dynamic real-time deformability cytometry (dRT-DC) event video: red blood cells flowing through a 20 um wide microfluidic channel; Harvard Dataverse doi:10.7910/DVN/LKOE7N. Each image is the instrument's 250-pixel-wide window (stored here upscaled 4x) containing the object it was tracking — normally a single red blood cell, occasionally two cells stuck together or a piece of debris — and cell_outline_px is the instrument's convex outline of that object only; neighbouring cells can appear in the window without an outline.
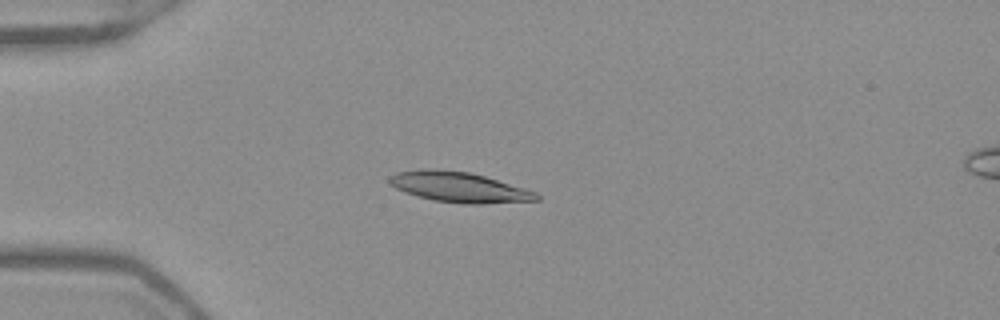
{"species": "Egyptian fruit bat (a non-hibernating species)", "species_latin": "Rousettus aegyptiacus", "temperature_condition": "warm", "stored_images_in_passage": 39, "camera_frame_rate_fps": 3000, "um_per_image_px": 0.085, "frame": {"image": 1, "passage_image": 1, "time_ms": 0.0, "image_size_px": [1000, 320], "cell_outline_px": [[540, 200], [480, 204], [464, 204], [436, 200], [404, 192], [388, 184], [388, 176], [396, 172], [420, 168], [432, 168], [468, 172], [484, 176], [524, 188], [536, 192], [540, 196]], "centroid_in_image_um": [38.98, 15.89], "position_along_channel_um": 46.0, "area_um2": 25.95}}
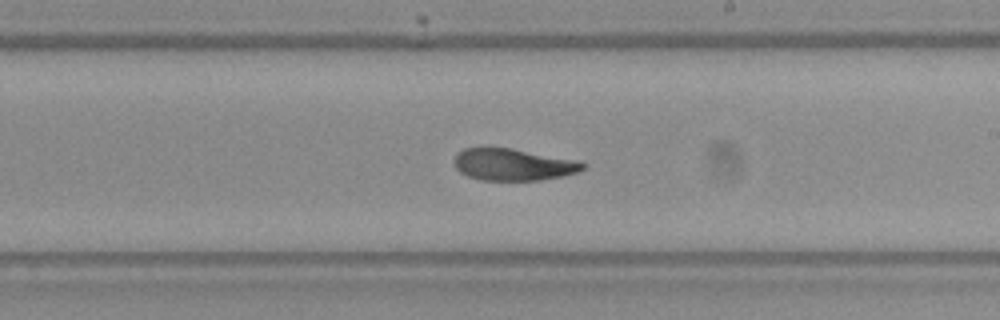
{"frame": {"image": 2, "passage_image": 18, "time_ms": 5.667, "image_size_px": [1000, 320], "cell_outline_px": [[588, 164], [584, 168], [576, 172], [564, 176], [540, 180], [480, 180], [468, 176], [460, 172], [456, 168], [452, 160], [456, 152], [464, 148], [512, 148], [580, 160]], "centroid_in_image_um": [43.63, 13.98], "position_along_channel_um": 245.4, "area_um2": 24.22}}
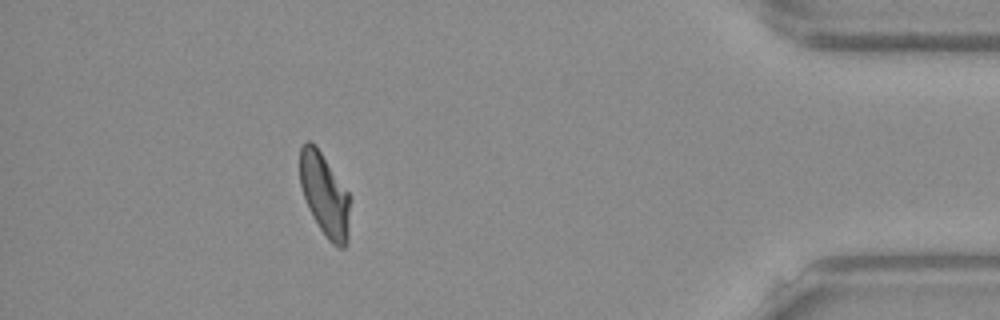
{"frame": {"image": 3, "passage_image": 34, "time_ms": 11.0, "image_size_px": [1000, 320], "cell_outline_px": [[348, 244], [344, 248], [336, 248], [328, 240], [312, 216], [308, 208], [300, 184], [300, 148], [304, 140], [308, 140], [316, 144], [348, 192]], "centroid_in_image_um": [27.57, 16.54], "position_along_channel_um": 407.6, "area_um2": 24.1}, "authors_computed_cell_mechanics": {"area_um2": 24.9118, "velocity_mm_per_s": 3.9231, "shape_relaxation_time_tau1_ms": null, "shape_relaxation_time_tau2_ms": 2.5426, "deformation_change_tau1": null, "deformation_change_tau2": 0.0693}}